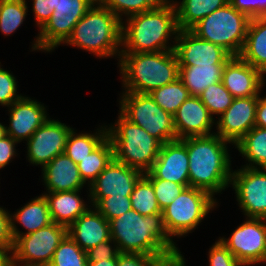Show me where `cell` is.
<instances>
[{
    "mask_svg": "<svg viewBox=\"0 0 266 266\" xmlns=\"http://www.w3.org/2000/svg\"><path fill=\"white\" fill-rule=\"evenodd\" d=\"M110 236L119 252L183 259L163 223L162 213L144 216L133 209L109 220Z\"/></svg>",
    "mask_w": 266,
    "mask_h": 266,
    "instance_id": "cell-1",
    "label": "cell"
},
{
    "mask_svg": "<svg viewBox=\"0 0 266 266\" xmlns=\"http://www.w3.org/2000/svg\"><path fill=\"white\" fill-rule=\"evenodd\" d=\"M217 134L186 137V149L189 158V187L215 193L230 184L232 170L227 144Z\"/></svg>",
    "mask_w": 266,
    "mask_h": 266,
    "instance_id": "cell-2",
    "label": "cell"
},
{
    "mask_svg": "<svg viewBox=\"0 0 266 266\" xmlns=\"http://www.w3.org/2000/svg\"><path fill=\"white\" fill-rule=\"evenodd\" d=\"M171 2L164 0L150 11L128 17L125 26L122 22L121 46L124 47L121 53L174 50L175 45L167 44L170 36L176 37L179 31L176 9Z\"/></svg>",
    "mask_w": 266,
    "mask_h": 266,
    "instance_id": "cell-3",
    "label": "cell"
},
{
    "mask_svg": "<svg viewBox=\"0 0 266 266\" xmlns=\"http://www.w3.org/2000/svg\"><path fill=\"white\" fill-rule=\"evenodd\" d=\"M119 60L124 92L149 94L174 82L179 76V64L174 50L121 53Z\"/></svg>",
    "mask_w": 266,
    "mask_h": 266,
    "instance_id": "cell-4",
    "label": "cell"
},
{
    "mask_svg": "<svg viewBox=\"0 0 266 266\" xmlns=\"http://www.w3.org/2000/svg\"><path fill=\"white\" fill-rule=\"evenodd\" d=\"M121 33L122 21L97 0L76 23L65 44L77 46L100 58L120 57Z\"/></svg>",
    "mask_w": 266,
    "mask_h": 266,
    "instance_id": "cell-5",
    "label": "cell"
},
{
    "mask_svg": "<svg viewBox=\"0 0 266 266\" xmlns=\"http://www.w3.org/2000/svg\"><path fill=\"white\" fill-rule=\"evenodd\" d=\"M119 114L117 123L107 128L114 159L142 173L149 172L162 144L142 127Z\"/></svg>",
    "mask_w": 266,
    "mask_h": 266,
    "instance_id": "cell-6",
    "label": "cell"
},
{
    "mask_svg": "<svg viewBox=\"0 0 266 266\" xmlns=\"http://www.w3.org/2000/svg\"><path fill=\"white\" fill-rule=\"evenodd\" d=\"M251 18L230 3L204 17L190 30L199 38L216 44L231 56L243 50Z\"/></svg>",
    "mask_w": 266,
    "mask_h": 266,
    "instance_id": "cell-7",
    "label": "cell"
},
{
    "mask_svg": "<svg viewBox=\"0 0 266 266\" xmlns=\"http://www.w3.org/2000/svg\"><path fill=\"white\" fill-rule=\"evenodd\" d=\"M119 102L120 113L161 144L177 140L173 116L163 110L150 94L125 92Z\"/></svg>",
    "mask_w": 266,
    "mask_h": 266,
    "instance_id": "cell-8",
    "label": "cell"
},
{
    "mask_svg": "<svg viewBox=\"0 0 266 266\" xmlns=\"http://www.w3.org/2000/svg\"><path fill=\"white\" fill-rule=\"evenodd\" d=\"M217 202L206 191L186 187L184 191L162 210L164 227L170 238L191 233Z\"/></svg>",
    "mask_w": 266,
    "mask_h": 266,
    "instance_id": "cell-9",
    "label": "cell"
},
{
    "mask_svg": "<svg viewBox=\"0 0 266 266\" xmlns=\"http://www.w3.org/2000/svg\"><path fill=\"white\" fill-rule=\"evenodd\" d=\"M66 235L67 227L53 222L35 232L19 236L11 252V266H48Z\"/></svg>",
    "mask_w": 266,
    "mask_h": 266,
    "instance_id": "cell-10",
    "label": "cell"
},
{
    "mask_svg": "<svg viewBox=\"0 0 266 266\" xmlns=\"http://www.w3.org/2000/svg\"><path fill=\"white\" fill-rule=\"evenodd\" d=\"M96 2L97 0H58L53 15L38 34L33 50L50 52L65 43L76 23Z\"/></svg>",
    "mask_w": 266,
    "mask_h": 266,
    "instance_id": "cell-11",
    "label": "cell"
},
{
    "mask_svg": "<svg viewBox=\"0 0 266 266\" xmlns=\"http://www.w3.org/2000/svg\"><path fill=\"white\" fill-rule=\"evenodd\" d=\"M235 229L230 238H220L221 242L242 264L266 263V219L246 218Z\"/></svg>",
    "mask_w": 266,
    "mask_h": 266,
    "instance_id": "cell-12",
    "label": "cell"
},
{
    "mask_svg": "<svg viewBox=\"0 0 266 266\" xmlns=\"http://www.w3.org/2000/svg\"><path fill=\"white\" fill-rule=\"evenodd\" d=\"M230 184L245 216L266 219V169L242 167L232 171Z\"/></svg>",
    "mask_w": 266,
    "mask_h": 266,
    "instance_id": "cell-13",
    "label": "cell"
},
{
    "mask_svg": "<svg viewBox=\"0 0 266 266\" xmlns=\"http://www.w3.org/2000/svg\"><path fill=\"white\" fill-rule=\"evenodd\" d=\"M72 129L58 120L48 118L27 140L29 162L43 168L57 155L63 154Z\"/></svg>",
    "mask_w": 266,
    "mask_h": 266,
    "instance_id": "cell-14",
    "label": "cell"
},
{
    "mask_svg": "<svg viewBox=\"0 0 266 266\" xmlns=\"http://www.w3.org/2000/svg\"><path fill=\"white\" fill-rule=\"evenodd\" d=\"M144 175L141 171L113 159L103 172L89 185V197L93 207L109 196L130 197L138 180Z\"/></svg>",
    "mask_w": 266,
    "mask_h": 266,
    "instance_id": "cell-15",
    "label": "cell"
},
{
    "mask_svg": "<svg viewBox=\"0 0 266 266\" xmlns=\"http://www.w3.org/2000/svg\"><path fill=\"white\" fill-rule=\"evenodd\" d=\"M173 39L179 66L226 64L232 57L222 47L199 38L191 30H179Z\"/></svg>",
    "mask_w": 266,
    "mask_h": 266,
    "instance_id": "cell-16",
    "label": "cell"
},
{
    "mask_svg": "<svg viewBox=\"0 0 266 266\" xmlns=\"http://www.w3.org/2000/svg\"><path fill=\"white\" fill-rule=\"evenodd\" d=\"M144 175L148 179H162L189 187L186 138L162 144L151 170Z\"/></svg>",
    "mask_w": 266,
    "mask_h": 266,
    "instance_id": "cell-17",
    "label": "cell"
},
{
    "mask_svg": "<svg viewBox=\"0 0 266 266\" xmlns=\"http://www.w3.org/2000/svg\"><path fill=\"white\" fill-rule=\"evenodd\" d=\"M257 96L234 98L232 104L215 123L217 134L233 145L255 127Z\"/></svg>",
    "mask_w": 266,
    "mask_h": 266,
    "instance_id": "cell-18",
    "label": "cell"
},
{
    "mask_svg": "<svg viewBox=\"0 0 266 266\" xmlns=\"http://www.w3.org/2000/svg\"><path fill=\"white\" fill-rule=\"evenodd\" d=\"M264 81V75L240 56H232L226 62L221 79L234 98L258 96Z\"/></svg>",
    "mask_w": 266,
    "mask_h": 266,
    "instance_id": "cell-19",
    "label": "cell"
},
{
    "mask_svg": "<svg viewBox=\"0 0 266 266\" xmlns=\"http://www.w3.org/2000/svg\"><path fill=\"white\" fill-rule=\"evenodd\" d=\"M8 107L10 124L5 126L6 135L18 143L23 139L27 141L48 119L44 105L25 96Z\"/></svg>",
    "mask_w": 266,
    "mask_h": 266,
    "instance_id": "cell-20",
    "label": "cell"
},
{
    "mask_svg": "<svg viewBox=\"0 0 266 266\" xmlns=\"http://www.w3.org/2000/svg\"><path fill=\"white\" fill-rule=\"evenodd\" d=\"M173 118L177 139L214 134L211 133L214 118L197 96L185 100Z\"/></svg>",
    "mask_w": 266,
    "mask_h": 266,
    "instance_id": "cell-21",
    "label": "cell"
},
{
    "mask_svg": "<svg viewBox=\"0 0 266 266\" xmlns=\"http://www.w3.org/2000/svg\"><path fill=\"white\" fill-rule=\"evenodd\" d=\"M94 209L89 208L67 228V234L84 251L111 238L109 221Z\"/></svg>",
    "mask_w": 266,
    "mask_h": 266,
    "instance_id": "cell-22",
    "label": "cell"
},
{
    "mask_svg": "<svg viewBox=\"0 0 266 266\" xmlns=\"http://www.w3.org/2000/svg\"><path fill=\"white\" fill-rule=\"evenodd\" d=\"M42 173L48 193L81 190L86 184L78 166L64 153L45 165Z\"/></svg>",
    "mask_w": 266,
    "mask_h": 266,
    "instance_id": "cell-23",
    "label": "cell"
},
{
    "mask_svg": "<svg viewBox=\"0 0 266 266\" xmlns=\"http://www.w3.org/2000/svg\"><path fill=\"white\" fill-rule=\"evenodd\" d=\"M80 190L45 193L51 219L67 228L89 208L79 196Z\"/></svg>",
    "mask_w": 266,
    "mask_h": 266,
    "instance_id": "cell-24",
    "label": "cell"
},
{
    "mask_svg": "<svg viewBox=\"0 0 266 266\" xmlns=\"http://www.w3.org/2000/svg\"><path fill=\"white\" fill-rule=\"evenodd\" d=\"M11 221V235L13 241L19 236L35 232L53 223L49 211V206L46 197L42 194L39 197L32 199L29 203L25 204L21 209L12 216ZM27 229L26 233H21L15 222Z\"/></svg>",
    "mask_w": 266,
    "mask_h": 266,
    "instance_id": "cell-25",
    "label": "cell"
},
{
    "mask_svg": "<svg viewBox=\"0 0 266 266\" xmlns=\"http://www.w3.org/2000/svg\"><path fill=\"white\" fill-rule=\"evenodd\" d=\"M239 56L263 75L266 74V17L251 18Z\"/></svg>",
    "mask_w": 266,
    "mask_h": 266,
    "instance_id": "cell-26",
    "label": "cell"
},
{
    "mask_svg": "<svg viewBox=\"0 0 266 266\" xmlns=\"http://www.w3.org/2000/svg\"><path fill=\"white\" fill-rule=\"evenodd\" d=\"M225 64L179 66L178 78L190 96H199L208 86L220 82Z\"/></svg>",
    "mask_w": 266,
    "mask_h": 266,
    "instance_id": "cell-27",
    "label": "cell"
},
{
    "mask_svg": "<svg viewBox=\"0 0 266 266\" xmlns=\"http://www.w3.org/2000/svg\"><path fill=\"white\" fill-rule=\"evenodd\" d=\"M229 0H182L173 1L179 30H190L204 17L227 5Z\"/></svg>",
    "mask_w": 266,
    "mask_h": 266,
    "instance_id": "cell-28",
    "label": "cell"
},
{
    "mask_svg": "<svg viewBox=\"0 0 266 266\" xmlns=\"http://www.w3.org/2000/svg\"><path fill=\"white\" fill-rule=\"evenodd\" d=\"M235 146L249 162L244 167L266 169V128L253 127Z\"/></svg>",
    "mask_w": 266,
    "mask_h": 266,
    "instance_id": "cell-29",
    "label": "cell"
},
{
    "mask_svg": "<svg viewBox=\"0 0 266 266\" xmlns=\"http://www.w3.org/2000/svg\"><path fill=\"white\" fill-rule=\"evenodd\" d=\"M100 128L95 134H77L72 129L66 142L64 154L78 165L82 159L91 154L108 137L107 127L101 126Z\"/></svg>",
    "mask_w": 266,
    "mask_h": 266,
    "instance_id": "cell-30",
    "label": "cell"
},
{
    "mask_svg": "<svg viewBox=\"0 0 266 266\" xmlns=\"http://www.w3.org/2000/svg\"><path fill=\"white\" fill-rule=\"evenodd\" d=\"M114 159L112 141L107 137L77 165L83 181L91 184Z\"/></svg>",
    "mask_w": 266,
    "mask_h": 266,
    "instance_id": "cell-31",
    "label": "cell"
},
{
    "mask_svg": "<svg viewBox=\"0 0 266 266\" xmlns=\"http://www.w3.org/2000/svg\"><path fill=\"white\" fill-rule=\"evenodd\" d=\"M149 94L163 110L172 116L175 115L180 105L190 97L188 89L179 78Z\"/></svg>",
    "mask_w": 266,
    "mask_h": 266,
    "instance_id": "cell-32",
    "label": "cell"
},
{
    "mask_svg": "<svg viewBox=\"0 0 266 266\" xmlns=\"http://www.w3.org/2000/svg\"><path fill=\"white\" fill-rule=\"evenodd\" d=\"M130 201L132 209L141 215L148 216L162 213L152 183L145 175L136 183L130 195Z\"/></svg>",
    "mask_w": 266,
    "mask_h": 266,
    "instance_id": "cell-33",
    "label": "cell"
},
{
    "mask_svg": "<svg viewBox=\"0 0 266 266\" xmlns=\"http://www.w3.org/2000/svg\"><path fill=\"white\" fill-rule=\"evenodd\" d=\"M26 0H0V30L4 35L15 32L27 15Z\"/></svg>",
    "mask_w": 266,
    "mask_h": 266,
    "instance_id": "cell-34",
    "label": "cell"
},
{
    "mask_svg": "<svg viewBox=\"0 0 266 266\" xmlns=\"http://www.w3.org/2000/svg\"><path fill=\"white\" fill-rule=\"evenodd\" d=\"M48 266H88L87 253L67 234L56 248Z\"/></svg>",
    "mask_w": 266,
    "mask_h": 266,
    "instance_id": "cell-35",
    "label": "cell"
},
{
    "mask_svg": "<svg viewBox=\"0 0 266 266\" xmlns=\"http://www.w3.org/2000/svg\"><path fill=\"white\" fill-rule=\"evenodd\" d=\"M198 97L212 117L214 114L222 115L234 100L221 81L208 86Z\"/></svg>",
    "mask_w": 266,
    "mask_h": 266,
    "instance_id": "cell-36",
    "label": "cell"
},
{
    "mask_svg": "<svg viewBox=\"0 0 266 266\" xmlns=\"http://www.w3.org/2000/svg\"><path fill=\"white\" fill-rule=\"evenodd\" d=\"M109 9L121 21L122 15L130 17L135 14L150 11L156 8L164 0H98Z\"/></svg>",
    "mask_w": 266,
    "mask_h": 266,
    "instance_id": "cell-37",
    "label": "cell"
},
{
    "mask_svg": "<svg viewBox=\"0 0 266 266\" xmlns=\"http://www.w3.org/2000/svg\"><path fill=\"white\" fill-rule=\"evenodd\" d=\"M106 220L115 219L132 209L130 197L109 196L102 198L95 206Z\"/></svg>",
    "mask_w": 266,
    "mask_h": 266,
    "instance_id": "cell-38",
    "label": "cell"
},
{
    "mask_svg": "<svg viewBox=\"0 0 266 266\" xmlns=\"http://www.w3.org/2000/svg\"><path fill=\"white\" fill-rule=\"evenodd\" d=\"M149 180L151 181L154 188L156 200L158 201L161 211L169 206L186 188L185 185L162 179Z\"/></svg>",
    "mask_w": 266,
    "mask_h": 266,
    "instance_id": "cell-39",
    "label": "cell"
},
{
    "mask_svg": "<svg viewBox=\"0 0 266 266\" xmlns=\"http://www.w3.org/2000/svg\"><path fill=\"white\" fill-rule=\"evenodd\" d=\"M174 258H160L142 253L119 252L117 266H168Z\"/></svg>",
    "mask_w": 266,
    "mask_h": 266,
    "instance_id": "cell-40",
    "label": "cell"
},
{
    "mask_svg": "<svg viewBox=\"0 0 266 266\" xmlns=\"http://www.w3.org/2000/svg\"><path fill=\"white\" fill-rule=\"evenodd\" d=\"M16 78L9 72L0 67V105L10 106L22 96L17 95Z\"/></svg>",
    "mask_w": 266,
    "mask_h": 266,
    "instance_id": "cell-41",
    "label": "cell"
},
{
    "mask_svg": "<svg viewBox=\"0 0 266 266\" xmlns=\"http://www.w3.org/2000/svg\"><path fill=\"white\" fill-rule=\"evenodd\" d=\"M210 266H245L237 260L220 239L209 250Z\"/></svg>",
    "mask_w": 266,
    "mask_h": 266,
    "instance_id": "cell-42",
    "label": "cell"
},
{
    "mask_svg": "<svg viewBox=\"0 0 266 266\" xmlns=\"http://www.w3.org/2000/svg\"><path fill=\"white\" fill-rule=\"evenodd\" d=\"M112 241L113 240L110 238L109 240L99 243L95 247H92L86 251L87 261L98 262L101 260H117L119 250L114 241V247L112 248Z\"/></svg>",
    "mask_w": 266,
    "mask_h": 266,
    "instance_id": "cell-43",
    "label": "cell"
},
{
    "mask_svg": "<svg viewBox=\"0 0 266 266\" xmlns=\"http://www.w3.org/2000/svg\"><path fill=\"white\" fill-rule=\"evenodd\" d=\"M229 3L250 18L266 17V0H229Z\"/></svg>",
    "mask_w": 266,
    "mask_h": 266,
    "instance_id": "cell-44",
    "label": "cell"
},
{
    "mask_svg": "<svg viewBox=\"0 0 266 266\" xmlns=\"http://www.w3.org/2000/svg\"><path fill=\"white\" fill-rule=\"evenodd\" d=\"M58 0H33V12L40 30L50 20Z\"/></svg>",
    "mask_w": 266,
    "mask_h": 266,
    "instance_id": "cell-45",
    "label": "cell"
},
{
    "mask_svg": "<svg viewBox=\"0 0 266 266\" xmlns=\"http://www.w3.org/2000/svg\"><path fill=\"white\" fill-rule=\"evenodd\" d=\"M8 211L0 207V247L13 250L14 241L11 235V221Z\"/></svg>",
    "mask_w": 266,
    "mask_h": 266,
    "instance_id": "cell-46",
    "label": "cell"
},
{
    "mask_svg": "<svg viewBox=\"0 0 266 266\" xmlns=\"http://www.w3.org/2000/svg\"><path fill=\"white\" fill-rule=\"evenodd\" d=\"M17 143L9 135L4 136L0 140V169L8 165L16 155L15 145Z\"/></svg>",
    "mask_w": 266,
    "mask_h": 266,
    "instance_id": "cell-47",
    "label": "cell"
},
{
    "mask_svg": "<svg viewBox=\"0 0 266 266\" xmlns=\"http://www.w3.org/2000/svg\"><path fill=\"white\" fill-rule=\"evenodd\" d=\"M255 126L260 128H266V97L257 96V108Z\"/></svg>",
    "mask_w": 266,
    "mask_h": 266,
    "instance_id": "cell-48",
    "label": "cell"
},
{
    "mask_svg": "<svg viewBox=\"0 0 266 266\" xmlns=\"http://www.w3.org/2000/svg\"><path fill=\"white\" fill-rule=\"evenodd\" d=\"M0 266H11V252L3 247H0Z\"/></svg>",
    "mask_w": 266,
    "mask_h": 266,
    "instance_id": "cell-49",
    "label": "cell"
},
{
    "mask_svg": "<svg viewBox=\"0 0 266 266\" xmlns=\"http://www.w3.org/2000/svg\"><path fill=\"white\" fill-rule=\"evenodd\" d=\"M88 266H117V260H101L98 262H88Z\"/></svg>",
    "mask_w": 266,
    "mask_h": 266,
    "instance_id": "cell-50",
    "label": "cell"
},
{
    "mask_svg": "<svg viewBox=\"0 0 266 266\" xmlns=\"http://www.w3.org/2000/svg\"><path fill=\"white\" fill-rule=\"evenodd\" d=\"M168 266H185V259L183 258L181 260L175 261Z\"/></svg>",
    "mask_w": 266,
    "mask_h": 266,
    "instance_id": "cell-51",
    "label": "cell"
},
{
    "mask_svg": "<svg viewBox=\"0 0 266 266\" xmlns=\"http://www.w3.org/2000/svg\"><path fill=\"white\" fill-rule=\"evenodd\" d=\"M6 136V129H5V126L2 125V123H0V140Z\"/></svg>",
    "mask_w": 266,
    "mask_h": 266,
    "instance_id": "cell-52",
    "label": "cell"
}]
</instances>
